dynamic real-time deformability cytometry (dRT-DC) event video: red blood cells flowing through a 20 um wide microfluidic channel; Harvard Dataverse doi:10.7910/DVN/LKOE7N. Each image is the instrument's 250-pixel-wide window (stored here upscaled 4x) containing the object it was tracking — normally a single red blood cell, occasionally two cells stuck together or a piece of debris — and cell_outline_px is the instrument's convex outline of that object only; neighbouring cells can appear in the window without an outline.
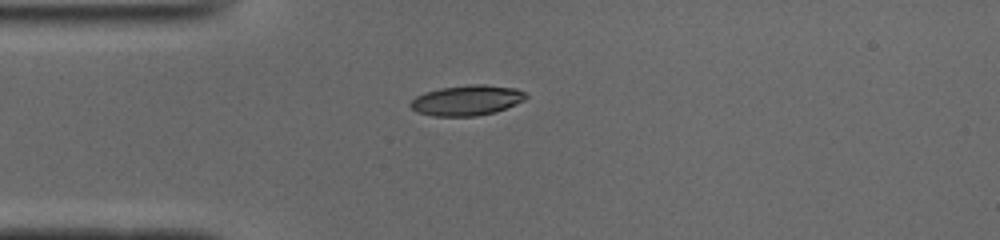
{"species": "common noctule bat (a hibernating species)", "species_latin": "Nyctalus noctula", "temperature_condition": "cold", "stored_images_in_passage": 39, "camera_frame_rate_fps": 3000, "um_per_image_px": 0.085, "animal": {"sex": "male", "body_mass_g": 19.0, "forearm_length_mm": 50.8}, "frame": {"image": 1, "passage_image": 1, "time_ms": 0.0, "image_size_px": [1000, 240], "cell_outline_px": [[528, 96], [524, 100], [516, 104], [496, 112], [476, 116], [432, 116], [416, 112], [408, 104], [416, 96], [424, 92], [440, 88], [472, 84], [484, 84], [516, 88], [524, 92]], "centroid_in_image_um": [39.67, 8.53], "position_along_channel_um": 45.3, "area_um2": 20.52}}
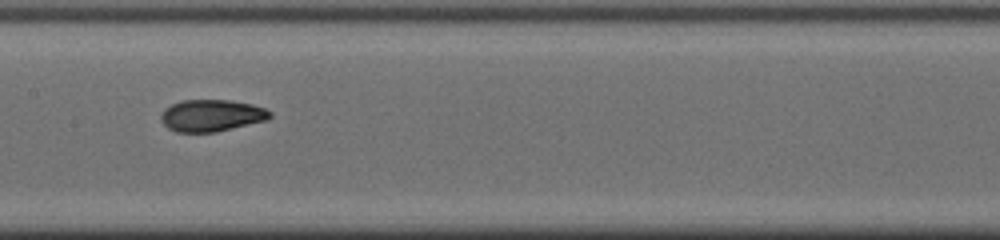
{"frame": {"image": 2, "passage_image": 13, "time_ms": 4.0, "image_size_px": [1000, 240], "cell_outline_px": [[272, 116], [268, 120], [216, 132], [176, 132], [168, 128], [160, 120], [160, 116], [164, 108], [180, 100], [228, 100], [252, 104], [264, 108], [272, 112]], "centroid_in_image_um": [17.98, 9.82], "position_along_channel_um": 189.4, "area_um2": 20.4}}
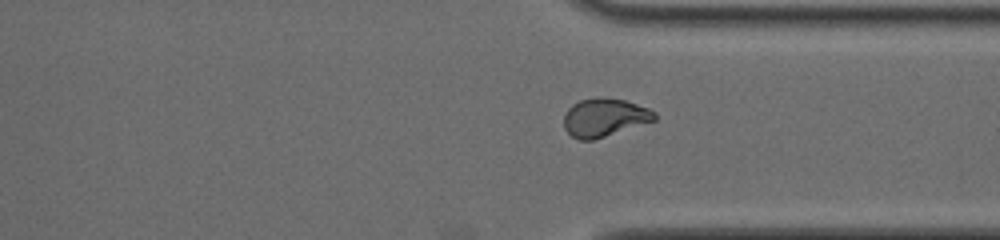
{"frame": {"image": 3, "passage_image": 26, "time_ms": 8.333, "image_size_px": [1000, 240], "cell_outline_px": [[656, 120], [592, 140], [580, 140], [572, 136], [564, 128], [564, 112], [572, 104], [580, 100], [596, 96], [624, 100], [648, 108], [656, 112]], "centroid_in_image_um": [51.35, 9.97], "position_along_channel_um": 360.0, "area_um2": 20.17}, "authors_computed_cell_mechanics": {"area_um2": 20.4034, "velocity_mm_per_s": 3.9232, "shape_relaxation_time_tau1_ms": null, "shape_relaxation_time_tau2_ms": 1.7674, "deformation_change_tau1": null, "deformation_change_tau2": 0.0668}}